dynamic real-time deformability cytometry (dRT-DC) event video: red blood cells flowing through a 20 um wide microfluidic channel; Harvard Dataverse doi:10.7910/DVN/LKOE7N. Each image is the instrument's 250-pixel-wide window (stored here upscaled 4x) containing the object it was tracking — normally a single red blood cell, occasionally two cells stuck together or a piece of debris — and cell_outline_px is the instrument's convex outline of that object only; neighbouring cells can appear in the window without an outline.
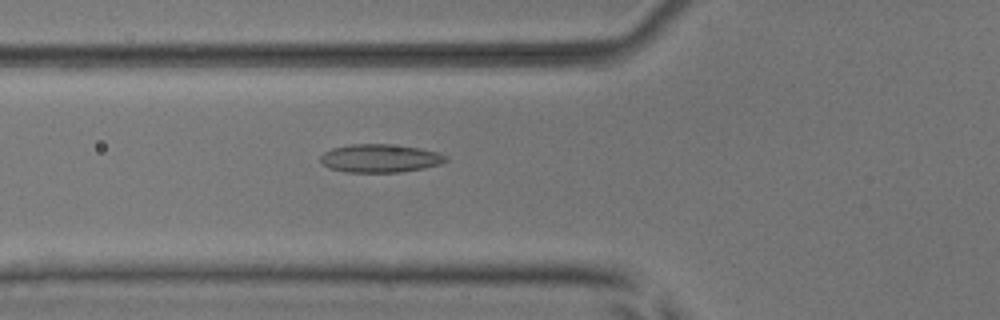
{"species": "common noctule bat (a hibernating species)", "species_latin": "Nyctalus noctula", "temperature_condition": "room temperature", "stored_images_in_passage": 33, "camera_frame_rate_fps": 3000, "um_per_image_px": 0.085, "animal": {"sex": "male", "body_mass_g": 17.9, "forearm_length_mm": 54.2}, "frame": {"image": 1, "passage_image": 4, "time_ms": 1.0, "image_size_px": [1000, 320], "cell_outline_px": [[448, 160], [440, 164], [424, 168], [400, 172], [344, 172], [328, 168], [320, 160], [320, 156], [324, 152], [332, 148], [352, 144], [388, 144], [420, 148], [436, 152], [448, 156]], "centroid_in_image_um": [32.3, 13.46], "position_along_channel_um": 93.5, "area_um2": 20.63}}
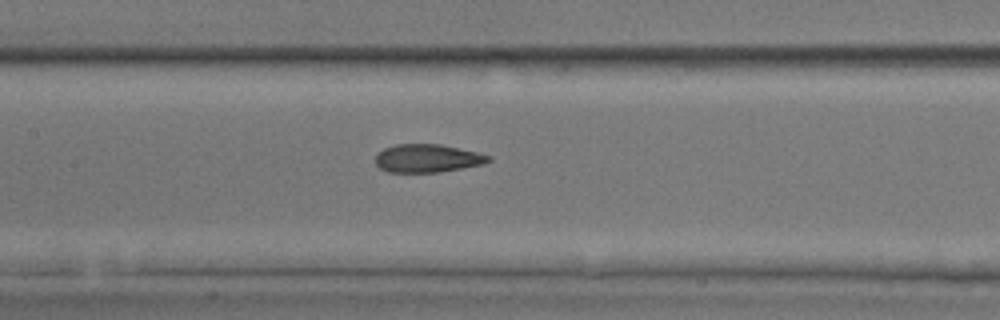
{"frame": {"image": 2, "passage_image": 10, "time_ms": 3.0, "image_size_px": [1000, 320], "cell_outline_px": [[492, 160], [480, 164], [440, 172], [388, 172], [380, 168], [376, 164], [376, 152], [384, 148], [396, 144], [440, 144], [476, 152], [492, 156]], "centroid_in_image_um": [36.29, 13.45], "position_along_channel_um": 171.1, "area_um2": 18.44}}
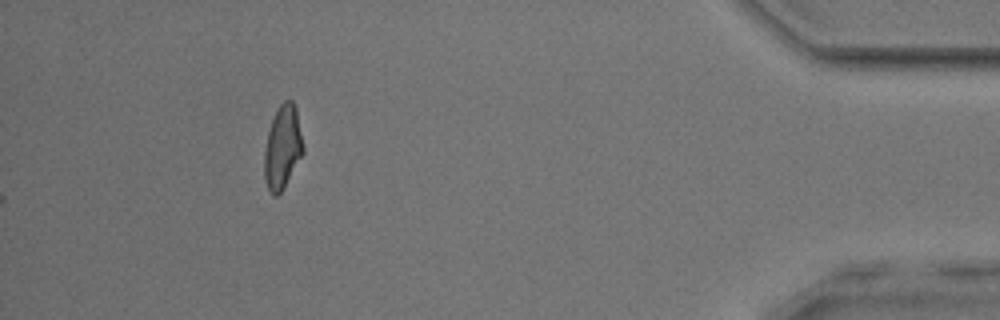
{"frame": {"image": 3, "passage_image": 33, "time_ms": 10.667, "image_size_px": [1000, 320], "cell_outline_px": [[304, 152], [284, 188], [276, 196], [272, 196], [264, 180], [264, 152], [268, 132], [272, 120], [280, 104], [284, 100], [292, 100], [296, 108], [304, 148]], "centroid_in_image_um": [24.02, 12.54], "position_along_channel_um": 411.2, "area_um2": 18.84}, "authors_computed_cell_mechanics": {"area_um2": 18.785, "velocity_mm_per_s": 3.8669, "shape_relaxation_time_tau1_ms": 8.4652, "shape_relaxation_time_tau2_ms": 1.7216, "deformation_change_tau1": 0.1867, "deformation_change_tau2": 0.0846}}